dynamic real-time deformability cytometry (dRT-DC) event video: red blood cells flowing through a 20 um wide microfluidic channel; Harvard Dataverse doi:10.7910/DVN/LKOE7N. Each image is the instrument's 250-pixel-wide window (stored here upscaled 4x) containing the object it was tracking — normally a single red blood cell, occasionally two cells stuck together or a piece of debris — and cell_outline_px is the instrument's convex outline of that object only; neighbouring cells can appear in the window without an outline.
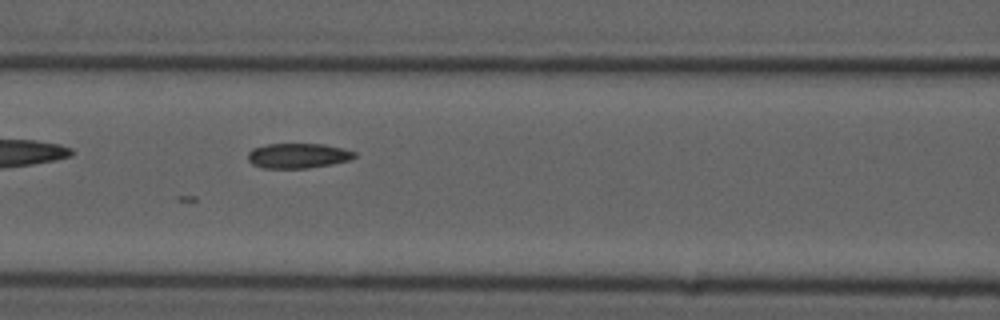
{"species": "common noctule bat (a hibernating species)", "species_latin": "Nyctalus noctula", "temperature_condition": "cold", "stored_images_in_passage": 54, "camera_frame_rate_fps": 3000, "um_per_image_px": 0.085, "animal": {"sex": "male", "forearm_length_mm": 52.5}, "frame": {"image": 1, "passage_image": 24, "time_ms": 7.667, "image_size_px": [1000, 320], "cell_outline_px": [[356, 156], [352, 160], [332, 164], [308, 168], [264, 168], [252, 164], [248, 160], [248, 152], [252, 148], [268, 144], [324, 144], [344, 148], [356, 152]], "centroid_in_image_um": [25.36, 13.23], "position_along_channel_um": 141.2, "area_um2": 15.66}}
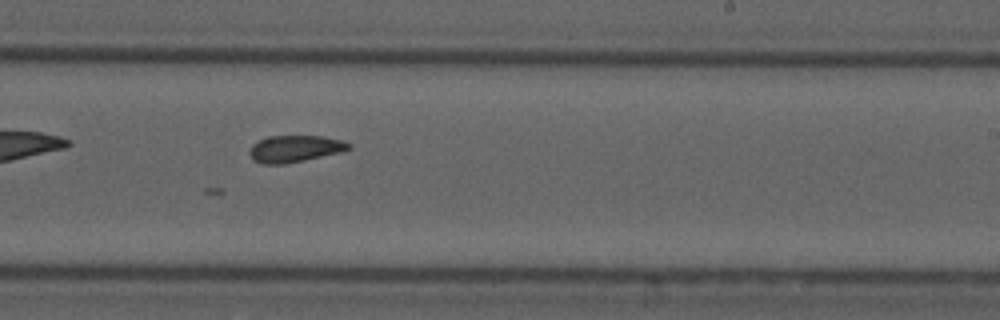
{"frame": {"image": 2, "passage_image": 34, "time_ms": 11.0, "image_size_px": [1000, 320], "cell_outline_px": [[352, 148], [340, 152], [304, 160], [284, 164], [264, 164], [252, 160], [248, 152], [252, 144], [268, 136], [324, 136], [340, 140], [352, 144]], "centroid_in_image_um": [25.04, 12.64], "position_along_channel_um": 264.0, "area_um2": 15.49}}